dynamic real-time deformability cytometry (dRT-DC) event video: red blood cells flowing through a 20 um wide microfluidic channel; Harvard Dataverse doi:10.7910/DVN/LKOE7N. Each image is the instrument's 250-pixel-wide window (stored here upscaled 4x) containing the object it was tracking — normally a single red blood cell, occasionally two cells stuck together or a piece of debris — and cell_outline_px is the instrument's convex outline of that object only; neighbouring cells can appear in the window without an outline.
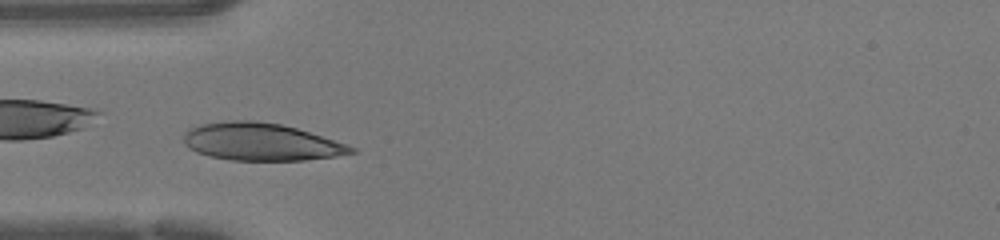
{"species": "human", "species_latin": "Homo sapiens", "temperature_condition": "warm", "stored_images_in_passage": 39, "camera_frame_rate_fps": 3000, "um_per_image_px": 0.085, "donor": {"sex": "female"}, "frame": {"image": 1, "passage_image": 7, "time_ms": 2.0, "image_size_px": [1000, 240], "cell_outline_px": [[356, 152], [336, 156], [304, 160], [232, 160], [212, 156], [196, 152], [188, 148], [184, 144], [184, 132], [200, 124], [232, 120], [252, 120], [280, 124], [296, 128], [348, 144], [356, 148]], "centroid_in_image_um": [22.19, 12.06], "position_along_channel_um": 62.8, "area_um2": 36.41}}
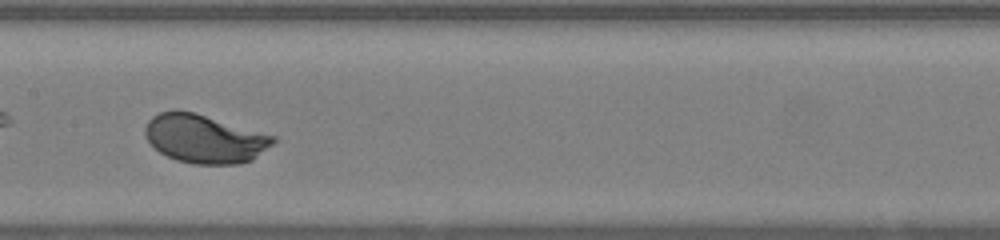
{"frame": {"image": 2, "passage_image": 16, "time_ms": 5.0, "image_size_px": [1000, 240], "cell_outline_px": [[276, 140], [272, 144], [252, 160], [240, 164], [192, 164], [176, 160], [160, 152], [144, 136], [144, 128], [148, 120], [152, 116], [160, 112], [176, 108], [192, 112], [276, 136]], "centroid_in_image_um": [17.35, 11.79], "position_along_channel_um": 190.0, "area_um2": 36.13}}
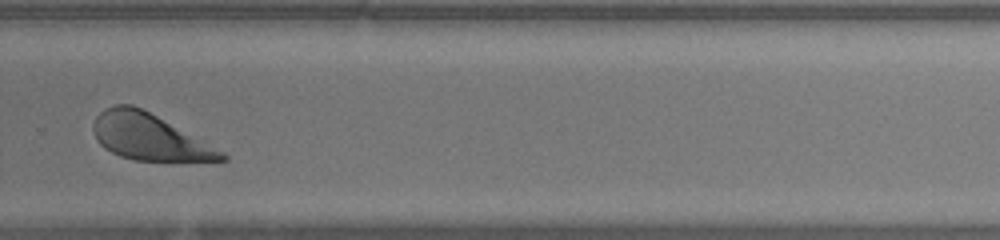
{"frame": {"image": 3, "passage_image": 25, "time_ms": 8.0, "image_size_px": [1000, 240], "cell_outline_px": [[228, 160], [136, 160], [120, 156], [104, 148], [96, 140], [92, 128], [92, 124], [96, 116], [104, 108], [116, 104], [132, 104], [156, 116], [224, 152], [228, 156]], "centroid_in_image_um": [12.6, 11.63], "position_along_channel_um": 317.2, "area_um2": 33.87}, "authors_computed_cell_mechanics": {"area_um2": 36.2406, "velocity_mm_per_s": 4.2534, "shape_relaxation_time_tau1_ms": 1.4805, "shape_relaxation_time_tau2_ms": null, "deformation_change_tau1": 0.1506, "deformation_change_tau2": null}}